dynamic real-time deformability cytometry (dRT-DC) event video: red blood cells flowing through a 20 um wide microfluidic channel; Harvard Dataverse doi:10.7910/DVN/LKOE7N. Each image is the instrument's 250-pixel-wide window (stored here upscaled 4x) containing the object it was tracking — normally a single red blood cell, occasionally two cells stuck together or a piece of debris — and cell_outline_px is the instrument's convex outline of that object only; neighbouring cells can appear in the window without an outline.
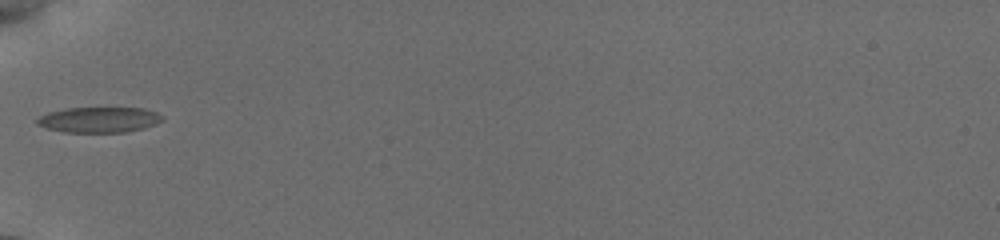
{"species": "common noctule bat (a hibernating species)", "species_latin": "Nyctalus noctula", "temperature_condition": "cold", "stored_images_in_passage": 23, "camera_frame_rate_fps": 3000, "um_per_image_px": 0.085, "animal": {"sex": "female", "body_mass_g": 19.5, "forearm_length_mm": 54.1}, "frame": {"image": 1, "passage_image": 1, "time_ms": 0.0, "image_size_px": [1000, 240], "cell_outline_px": [[164, 120], [156, 124], [144, 128], [124, 132], [64, 132], [48, 128], [36, 124], [36, 120], [40, 116], [48, 112], [68, 108], [144, 108], [156, 112], [164, 116]], "centroid_in_image_um": [8.45, 10.17], "position_along_channel_um": 76.5, "area_um2": 18.61}}
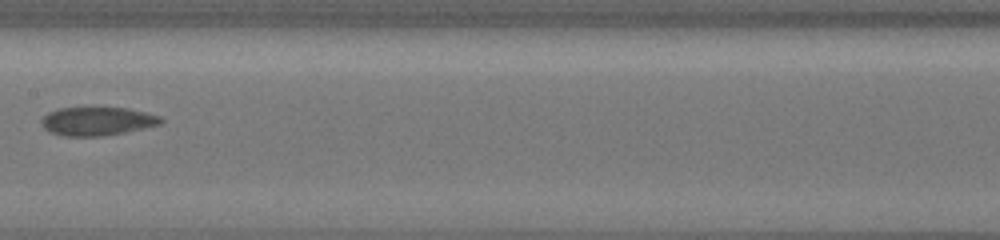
{"frame": {"image": 2, "passage_image": 7, "time_ms": 3.333, "image_size_px": [1000, 240], "cell_outline_px": [[164, 120], [160, 124], [144, 128], [104, 136], [64, 136], [52, 132], [44, 128], [40, 120], [48, 112], [60, 108], [128, 108], [160, 116]], "centroid_in_image_um": [8.27, 10.3], "position_along_channel_um": 199.1, "area_um2": 19.65}}
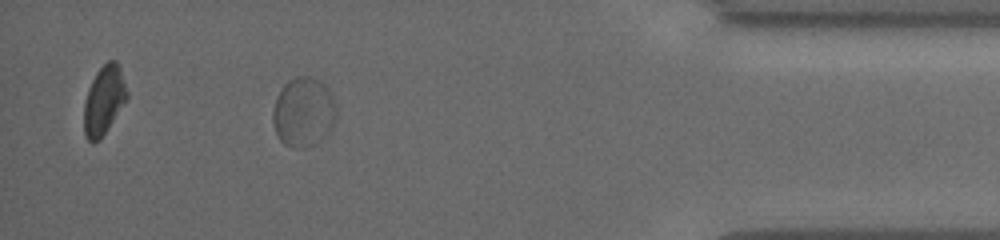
{"frame": {"image": 3, "passage_image": 19, "time_ms": 10.0, "image_size_px": [1000, 240], "cell_outline_px": [[336, 116], [332, 124], [324, 132], [296, 148], [292, 148], [284, 144], [276, 136], [272, 120], [272, 112], [276, 100], [284, 84], [288, 80], [296, 76], [308, 76], [324, 84], [328, 88], [332, 96], [336, 112]], "centroid_in_image_um": [25.72, 9.44], "position_along_channel_um": 409.5, "area_um2": 24.45}}